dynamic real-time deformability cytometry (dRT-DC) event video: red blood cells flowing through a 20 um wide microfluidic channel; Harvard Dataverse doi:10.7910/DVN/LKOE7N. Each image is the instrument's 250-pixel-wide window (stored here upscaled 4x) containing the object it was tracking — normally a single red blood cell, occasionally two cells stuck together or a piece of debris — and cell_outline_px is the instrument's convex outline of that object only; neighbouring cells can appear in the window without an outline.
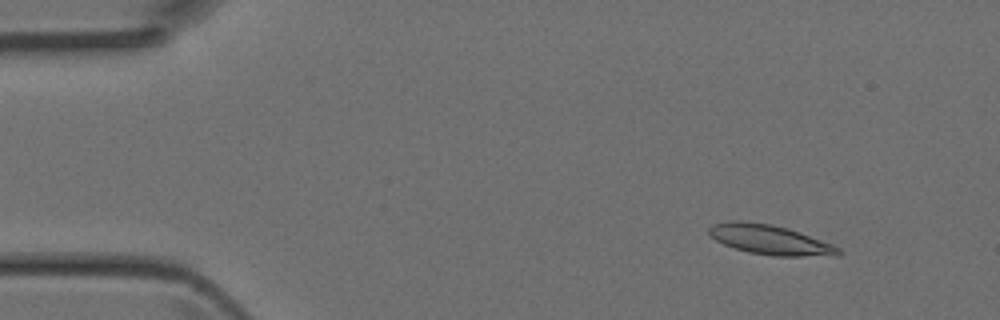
{"species": "Egyptian fruit bat (a non-hibernating species)", "species_latin": "Rousettus aegyptiacus", "temperature_condition": "room temperature", "stored_images_in_passage": 4, "camera_frame_rate_fps": 3000, "um_per_image_px": 0.085, "animal": {"sex": "female"}, "frame": {"image": 1, "passage_image": 2, "time_ms": 0.333, "image_size_px": [1000, 320], "cell_outline_px": [[844, 252], [836, 256], [772, 256], [748, 252], [724, 244], [708, 236], [708, 228], [712, 224], [728, 220], [740, 220], [772, 224], [788, 228], [832, 244], [840, 248]], "centroid_in_image_um": [65.43, 20.37], "position_along_channel_um": 19.6, "area_um2": 22.66}}
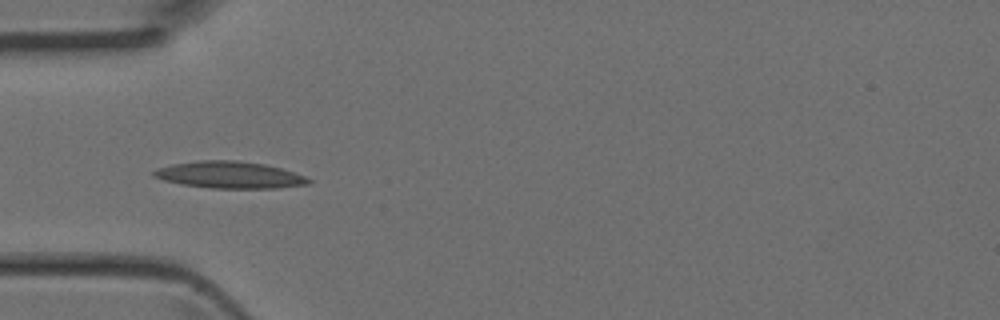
{"frame": {"image": 2, "passage_image": 4, "time_ms": 1.0, "image_size_px": [1000, 320], "cell_outline_px": [[312, 180], [308, 184], [276, 188], [212, 188], [180, 184], [164, 180], [152, 176], [152, 172], [156, 168], [172, 164], [200, 160], [236, 160], [264, 164], [280, 168], [304, 176]], "centroid_in_image_um": [19.47, 14.86], "position_along_channel_um": 65.5, "area_um2": 24.1}}